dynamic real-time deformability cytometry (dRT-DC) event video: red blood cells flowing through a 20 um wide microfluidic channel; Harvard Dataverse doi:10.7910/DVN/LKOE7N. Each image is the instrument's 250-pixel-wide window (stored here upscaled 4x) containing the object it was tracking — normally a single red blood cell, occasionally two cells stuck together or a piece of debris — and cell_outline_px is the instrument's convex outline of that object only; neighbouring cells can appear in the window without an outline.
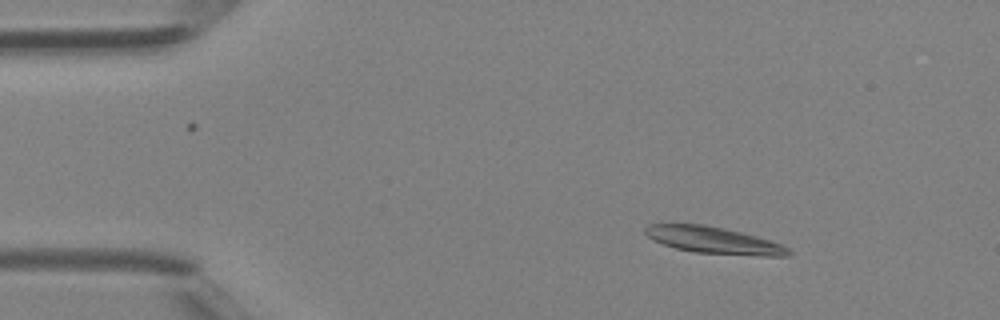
{"species": "Egyptian fruit bat (a non-hibernating species)", "species_latin": "Rousettus aegyptiacus", "temperature_condition": "room temperature", "stored_images_in_passage": 41, "camera_frame_rate_fps": 3000, "um_per_image_px": 0.085, "animal": {"sex": "female"}, "frame": {"image": 1, "passage_image": 5, "time_ms": 1.333, "image_size_px": [1000, 320], "cell_outline_px": [[792, 252], [788, 256], [764, 256], [696, 252], [676, 248], [652, 240], [644, 232], [644, 228], [648, 224], [704, 224], [724, 228], [756, 236], [780, 244], [788, 248]], "centroid_in_image_um": [60.64, 20.41], "position_along_channel_um": 24.4, "area_um2": 22.08}}
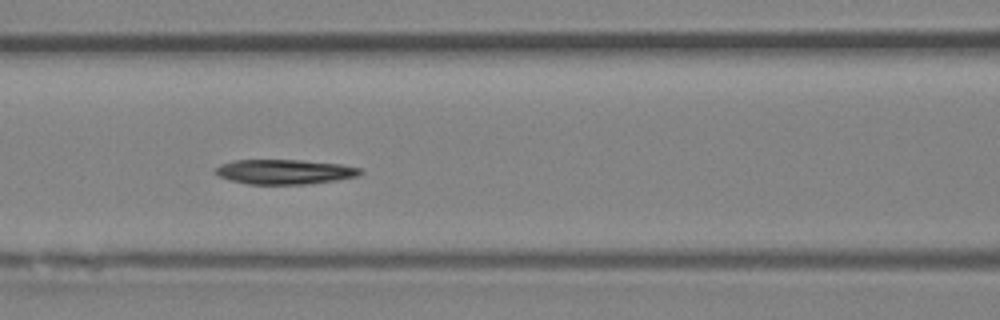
{"frame": {"image": 2, "passage_image": 17, "time_ms": 5.333, "image_size_px": [1000, 320], "cell_outline_px": [[364, 172], [356, 176], [336, 180], [308, 184], [248, 184], [232, 180], [220, 176], [212, 172], [220, 164], [232, 160], [300, 160], [340, 164], [360, 168]], "centroid_in_image_um": [24.17, 14.6], "position_along_channel_um": 142.4, "area_um2": 20.81}}
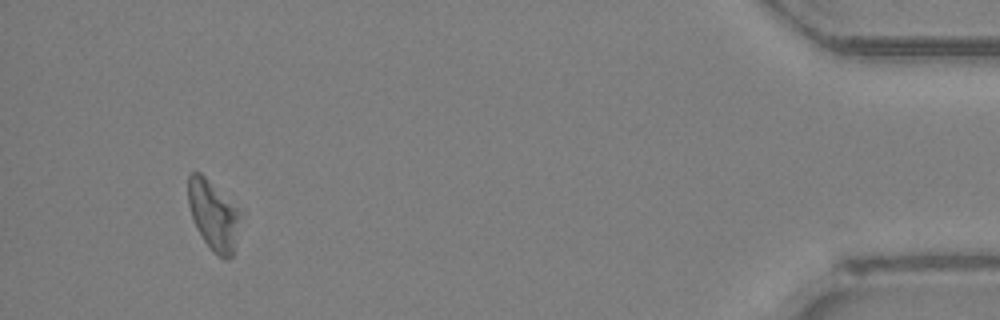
{"frame": {"image": 3, "passage_image": 39, "time_ms": 12.667, "image_size_px": [1000, 320], "cell_outline_px": [[244, 216], [232, 256], [228, 260], [212, 252], [204, 240], [192, 216], [188, 204], [188, 176], [192, 172], [200, 172]], "centroid_in_image_um": [18.17, 18.33], "position_along_channel_um": 417.0, "area_um2": 20.92}}